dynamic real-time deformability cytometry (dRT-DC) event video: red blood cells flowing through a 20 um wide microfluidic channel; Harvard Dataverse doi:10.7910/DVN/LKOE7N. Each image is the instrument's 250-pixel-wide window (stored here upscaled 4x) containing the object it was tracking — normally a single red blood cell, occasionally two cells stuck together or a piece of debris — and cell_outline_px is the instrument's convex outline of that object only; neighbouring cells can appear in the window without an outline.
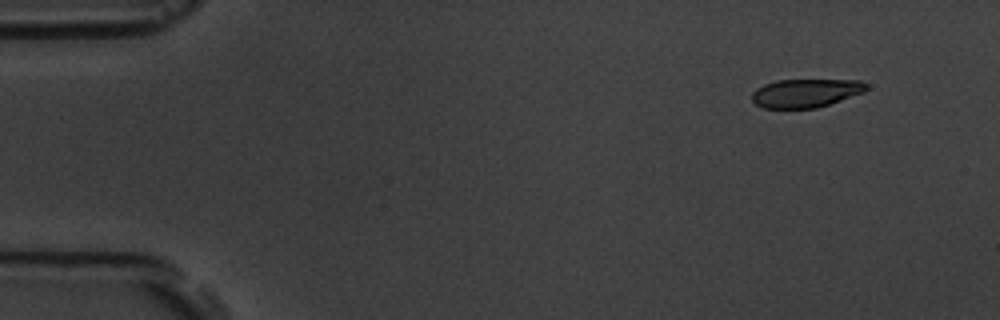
{"species": "common noctule bat (a hibernating species)", "species_latin": "Nyctalus noctula", "temperature_condition": "room temperature", "stored_images_in_passage": 5, "camera_frame_rate_fps": 3000, "um_per_image_px": 0.085, "animal": {"sex": "male", "body_mass_g": 19.5, "forearm_length_mm": 54.6}, "frame": {"image": 1, "passage_image": 1, "time_ms": 0.0, "image_size_px": [1000, 320], "cell_outline_px": [[868, 88], [864, 92], [816, 108], [764, 108], [756, 104], [752, 100], [752, 92], [756, 88], [764, 84], [776, 80], [860, 80], [868, 84]], "centroid_in_image_um": [68.47, 7.9], "position_along_channel_um": 16.5, "area_um2": 18.96}}
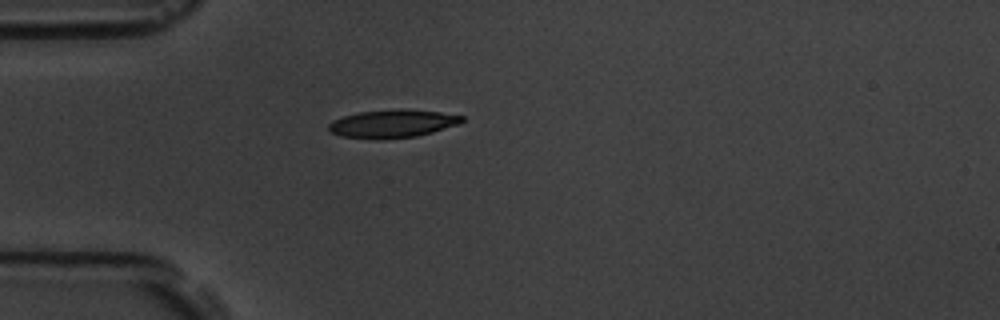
{"frame": {"image": 2, "passage_image": 4, "time_ms": 3.667, "image_size_px": [1000, 320], "cell_outline_px": [[464, 120], [460, 124], [432, 132], [416, 136], [380, 140], [340, 136], [328, 132], [328, 124], [332, 120], [344, 116], [360, 112], [400, 108], [404, 108], [440, 112], [464, 116]], "centroid_in_image_um": [33.35, 10.51], "position_along_channel_um": 51.7, "area_um2": 22.08}}